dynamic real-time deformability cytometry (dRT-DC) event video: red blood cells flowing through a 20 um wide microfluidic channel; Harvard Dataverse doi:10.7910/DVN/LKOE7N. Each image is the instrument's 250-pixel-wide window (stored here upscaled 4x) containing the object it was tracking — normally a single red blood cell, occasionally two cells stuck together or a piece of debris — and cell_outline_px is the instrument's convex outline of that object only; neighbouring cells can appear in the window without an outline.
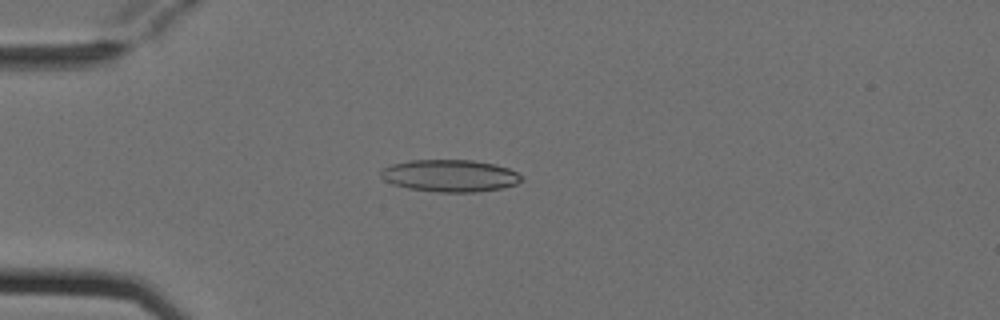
{"species": "Egyptian fruit bat (a non-hibernating species)", "species_latin": "Rousettus aegyptiacus", "temperature_condition": "cold", "stored_images_in_passage": 3, "camera_frame_rate_fps": 3000, "um_per_image_px": 0.085, "animal": {"sex": "female"}, "frame": {"image": 1, "passage_image": 1, "time_ms": 0.0, "image_size_px": [1000, 320], "cell_outline_px": [[524, 180], [516, 184], [500, 188], [476, 192], [440, 192], [408, 188], [392, 184], [384, 180], [380, 176], [380, 172], [384, 168], [392, 164], [412, 160], [472, 160], [496, 164], [508, 168], [524, 176]], "centroid_in_image_um": [38.27, 14.93], "position_along_channel_um": 46.7, "area_um2": 26.36}}
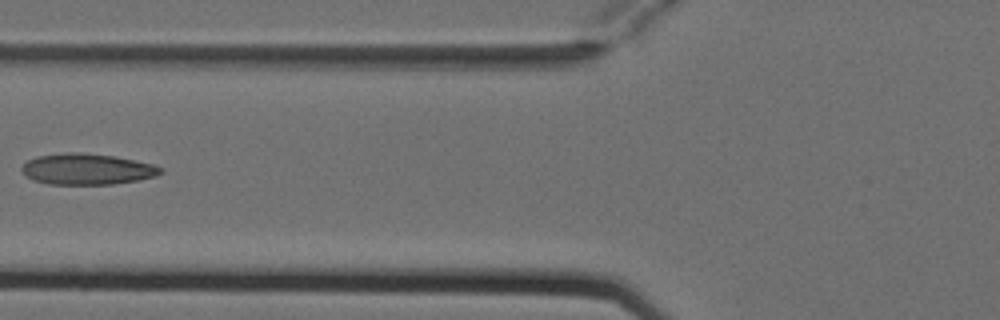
{"frame": {"image": 2, "passage_image": 3, "time_ms": 0.667, "image_size_px": [1000, 320], "cell_outline_px": [[164, 172], [156, 176], [140, 180], [112, 184], [48, 184], [32, 180], [20, 168], [28, 160], [36, 156], [68, 152], [80, 152], [112, 156], [152, 164], [164, 168]], "centroid_in_image_um": [7.42, 14.38], "position_along_channel_um": 118.4, "area_um2": 25.03}}